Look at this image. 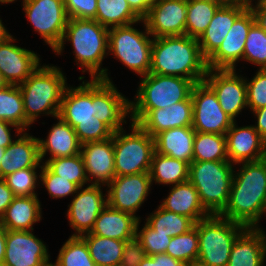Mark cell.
<instances>
[{
  "label": "cell",
  "mask_w": 266,
  "mask_h": 266,
  "mask_svg": "<svg viewBox=\"0 0 266 266\" xmlns=\"http://www.w3.org/2000/svg\"><path fill=\"white\" fill-rule=\"evenodd\" d=\"M191 98L192 128L201 133L226 135L234 120L223 111L213 89L205 81L195 83Z\"/></svg>",
  "instance_id": "cell-11"
},
{
  "label": "cell",
  "mask_w": 266,
  "mask_h": 266,
  "mask_svg": "<svg viewBox=\"0 0 266 266\" xmlns=\"http://www.w3.org/2000/svg\"><path fill=\"white\" fill-rule=\"evenodd\" d=\"M249 8L254 15L255 22L266 32V7L261 2H257L256 6L252 4Z\"/></svg>",
  "instance_id": "cell-53"
},
{
  "label": "cell",
  "mask_w": 266,
  "mask_h": 266,
  "mask_svg": "<svg viewBox=\"0 0 266 266\" xmlns=\"http://www.w3.org/2000/svg\"><path fill=\"white\" fill-rule=\"evenodd\" d=\"M69 18L94 19L97 14V0H64Z\"/></svg>",
  "instance_id": "cell-48"
},
{
  "label": "cell",
  "mask_w": 266,
  "mask_h": 266,
  "mask_svg": "<svg viewBox=\"0 0 266 266\" xmlns=\"http://www.w3.org/2000/svg\"><path fill=\"white\" fill-rule=\"evenodd\" d=\"M229 161H193L188 180L199 194L202 206L219 215L227 206L234 170Z\"/></svg>",
  "instance_id": "cell-5"
},
{
  "label": "cell",
  "mask_w": 266,
  "mask_h": 266,
  "mask_svg": "<svg viewBox=\"0 0 266 266\" xmlns=\"http://www.w3.org/2000/svg\"><path fill=\"white\" fill-rule=\"evenodd\" d=\"M195 225L199 236L198 260L208 266H227L233 244L246 227L215 214Z\"/></svg>",
  "instance_id": "cell-6"
},
{
  "label": "cell",
  "mask_w": 266,
  "mask_h": 266,
  "mask_svg": "<svg viewBox=\"0 0 266 266\" xmlns=\"http://www.w3.org/2000/svg\"><path fill=\"white\" fill-rule=\"evenodd\" d=\"M94 114V79L76 88L66 87L59 115L73 129L79 121L97 120Z\"/></svg>",
  "instance_id": "cell-23"
},
{
  "label": "cell",
  "mask_w": 266,
  "mask_h": 266,
  "mask_svg": "<svg viewBox=\"0 0 266 266\" xmlns=\"http://www.w3.org/2000/svg\"><path fill=\"white\" fill-rule=\"evenodd\" d=\"M4 266H45L48 248L31 231L7 230Z\"/></svg>",
  "instance_id": "cell-15"
},
{
  "label": "cell",
  "mask_w": 266,
  "mask_h": 266,
  "mask_svg": "<svg viewBox=\"0 0 266 266\" xmlns=\"http://www.w3.org/2000/svg\"><path fill=\"white\" fill-rule=\"evenodd\" d=\"M96 266H119L125 242L113 238L100 237L90 232L81 235Z\"/></svg>",
  "instance_id": "cell-33"
},
{
  "label": "cell",
  "mask_w": 266,
  "mask_h": 266,
  "mask_svg": "<svg viewBox=\"0 0 266 266\" xmlns=\"http://www.w3.org/2000/svg\"><path fill=\"white\" fill-rule=\"evenodd\" d=\"M189 163L162 155L153 153L150 178L155 183L160 184H179L188 181Z\"/></svg>",
  "instance_id": "cell-32"
},
{
  "label": "cell",
  "mask_w": 266,
  "mask_h": 266,
  "mask_svg": "<svg viewBox=\"0 0 266 266\" xmlns=\"http://www.w3.org/2000/svg\"><path fill=\"white\" fill-rule=\"evenodd\" d=\"M23 97L26 128L43 114L59 115L62 97L67 87L60 68L39 66L22 84L18 85Z\"/></svg>",
  "instance_id": "cell-4"
},
{
  "label": "cell",
  "mask_w": 266,
  "mask_h": 266,
  "mask_svg": "<svg viewBox=\"0 0 266 266\" xmlns=\"http://www.w3.org/2000/svg\"><path fill=\"white\" fill-rule=\"evenodd\" d=\"M254 23V15L248 7L234 21L222 44L207 59L208 69H235V63L243 59L246 37Z\"/></svg>",
  "instance_id": "cell-17"
},
{
  "label": "cell",
  "mask_w": 266,
  "mask_h": 266,
  "mask_svg": "<svg viewBox=\"0 0 266 266\" xmlns=\"http://www.w3.org/2000/svg\"><path fill=\"white\" fill-rule=\"evenodd\" d=\"M185 266H208V265L197 259V260H193L188 263H185Z\"/></svg>",
  "instance_id": "cell-59"
},
{
  "label": "cell",
  "mask_w": 266,
  "mask_h": 266,
  "mask_svg": "<svg viewBox=\"0 0 266 266\" xmlns=\"http://www.w3.org/2000/svg\"><path fill=\"white\" fill-rule=\"evenodd\" d=\"M206 1L215 2L221 6L232 4V0H206Z\"/></svg>",
  "instance_id": "cell-61"
},
{
  "label": "cell",
  "mask_w": 266,
  "mask_h": 266,
  "mask_svg": "<svg viewBox=\"0 0 266 266\" xmlns=\"http://www.w3.org/2000/svg\"><path fill=\"white\" fill-rule=\"evenodd\" d=\"M56 266H96L81 236L69 237L59 251Z\"/></svg>",
  "instance_id": "cell-40"
},
{
  "label": "cell",
  "mask_w": 266,
  "mask_h": 266,
  "mask_svg": "<svg viewBox=\"0 0 266 266\" xmlns=\"http://www.w3.org/2000/svg\"><path fill=\"white\" fill-rule=\"evenodd\" d=\"M136 102L130 101V109H160L186 100L192 92V80L149 73L142 76Z\"/></svg>",
  "instance_id": "cell-9"
},
{
  "label": "cell",
  "mask_w": 266,
  "mask_h": 266,
  "mask_svg": "<svg viewBox=\"0 0 266 266\" xmlns=\"http://www.w3.org/2000/svg\"><path fill=\"white\" fill-rule=\"evenodd\" d=\"M225 136L230 163L241 164L266 158V140L253 125L237 127L234 121Z\"/></svg>",
  "instance_id": "cell-21"
},
{
  "label": "cell",
  "mask_w": 266,
  "mask_h": 266,
  "mask_svg": "<svg viewBox=\"0 0 266 266\" xmlns=\"http://www.w3.org/2000/svg\"><path fill=\"white\" fill-rule=\"evenodd\" d=\"M248 7L239 3L220 6L215 12L206 31L198 39L202 55L208 59L222 44L234 21Z\"/></svg>",
  "instance_id": "cell-26"
},
{
  "label": "cell",
  "mask_w": 266,
  "mask_h": 266,
  "mask_svg": "<svg viewBox=\"0 0 266 266\" xmlns=\"http://www.w3.org/2000/svg\"><path fill=\"white\" fill-rule=\"evenodd\" d=\"M221 5L206 0H187L185 34L199 39Z\"/></svg>",
  "instance_id": "cell-35"
},
{
  "label": "cell",
  "mask_w": 266,
  "mask_h": 266,
  "mask_svg": "<svg viewBox=\"0 0 266 266\" xmlns=\"http://www.w3.org/2000/svg\"><path fill=\"white\" fill-rule=\"evenodd\" d=\"M247 104L251 110L266 106V69H259L256 75L247 82Z\"/></svg>",
  "instance_id": "cell-47"
},
{
  "label": "cell",
  "mask_w": 266,
  "mask_h": 266,
  "mask_svg": "<svg viewBox=\"0 0 266 266\" xmlns=\"http://www.w3.org/2000/svg\"><path fill=\"white\" fill-rule=\"evenodd\" d=\"M257 117L256 131L266 140V106L252 111Z\"/></svg>",
  "instance_id": "cell-54"
},
{
  "label": "cell",
  "mask_w": 266,
  "mask_h": 266,
  "mask_svg": "<svg viewBox=\"0 0 266 266\" xmlns=\"http://www.w3.org/2000/svg\"><path fill=\"white\" fill-rule=\"evenodd\" d=\"M7 229L0 223V266H4Z\"/></svg>",
  "instance_id": "cell-56"
},
{
  "label": "cell",
  "mask_w": 266,
  "mask_h": 266,
  "mask_svg": "<svg viewBox=\"0 0 266 266\" xmlns=\"http://www.w3.org/2000/svg\"><path fill=\"white\" fill-rule=\"evenodd\" d=\"M139 219L138 216L115 210L106 205L95 220L90 233L100 237L128 241L136 237V227Z\"/></svg>",
  "instance_id": "cell-27"
},
{
  "label": "cell",
  "mask_w": 266,
  "mask_h": 266,
  "mask_svg": "<svg viewBox=\"0 0 266 266\" xmlns=\"http://www.w3.org/2000/svg\"><path fill=\"white\" fill-rule=\"evenodd\" d=\"M10 126L16 129L17 136L23 132L18 126L10 122L0 120V147L7 148L13 142L10 133Z\"/></svg>",
  "instance_id": "cell-50"
},
{
  "label": "cell",
  "mask_w": 266,
  "mask_h": 266,
  "mask_svg": "<svg viewBox=\"0 0 266 266\" xmlns=\"http://www.w3.org/2000/svg\"><path fill=\"white\" fill-rule=\"evenodd\" d=\"M0 120L10 122L25 132L26 115L19 86L8 85L0 89Z\"/></svg>",
  "instance_id": "cell-38"
},
{
  "label": "cell",
  "mask_w": 266,
  "mask_h": 266,
  "mask_svg": "<svg viewBox=\"0 0 266 266\" xmlns=\"http://www.w3.org/2000/svg\"><path fill=\"white\" fill-rule=\"evenodd\" d=\"M94 19L108 29L142 21L127 0H97V14Z\"/></svg>",
  "instance_id": "cell-34"
},
{
  "label": "cell",
  "mask_w": 266,
  "mask_h": 266,
  "mask_svg": "<svg viewBox=\"0 0 266 266\" xmlns=\"http://www.w3.org/2000/svg\"><path fill=\"white\" fill-rule=\"evenodd\" d=\"M193 161H229L226 136L196 131L193 142Z\"/></svg>",
  "instance_id": "cell-36"
},
{
  "label": "cell",
  "mask_w": 266,
  "mask_h": 266,
  "mask_svg": "<svg viewBox=\"0 0 266 266\" xmlns=\"http://www.w3.org/2000/svg\"><path fill=\"white\" fill-rule=\"evenodd\" d=\"M21 134L6 148L0 163L1 179L18 170L42 167L38 138L30 136L28 133Z\"/></svg>",
  "instance_id": "cell-24"
},
{
  "label": "cell",
  "mask_w": 266,
  "mask_h": 266,
  "mask_svg": "<svg viewBox=\"0 0 266 266\" xmlns=\"http://www.w3.org/2000/svg\"><path fill=\"white\" fill-rule=\"evenodd\" d=\"M5 152H6V148L0 147V163L2 162V158Z\"/></svg>",
  "instance_id": "cell-63"
},
{
  "label": "cell",
  "mask_w": 266,
  "mask_h": 266,
  "mask_svg": "<svg viewBox=\"0 0 266 266\" xmlns=\"http://www.w3.org/2000/svg\"><path fill=\"white\" fill-rule=\"evenodd\" d=\"M266 213V158L242 162L233 175L229 199L220 216L247 228H257Z\"/></svg>",
  "instance_id": "cell-1"
},
{
  "label": "cell",
  "mask_w": 266,
  "mask_h": 266,
  "mask_svg": "<svg viewBox=\"0 0 266 266\" xmlns=\"http://www.w3.org/2000/svg\"><path fill=\"white\" fill-rule=\"evenodd\" d=\"M151 185L150 173L116 176L107 185L110 188L107 195H104L107 197V205L135 216L144 203Z\"/></svg>",
  "instance_id": "cell-14"
},
{
  "label": "cell",
  "mask_w": 266,
  "mask_h": 266,
  "mask_svg": "<svg viewBox=\"0 0 266 266\" xmlns=\"http://www.w3.org/2000/svg\"><path fill=\"white\" fill-rule=\"evenodd\" d=\"M243 59L266 69V32L256 22L246 37Z\"/></svg>",
  "instance_id": "cell-42"
},
{
  "label": "cell",
  "mask_w": 266,
  "mask_h": 266,
  "mask_svg": "<svg viewBox=\"0 0 266 266\" xmlns=\"http://www.w3.org/2000/svg\"><path fill=\"white\" fill-rule=\"evenodd\" d=\"M257 1L259 3L261 0H257ZM232 3L243 4V5H246L247 7H249V6H251L253 4L252 0H232Z\"/></svg>",
  "instance_id": "cell-60"
},
{
  "label": "cell",
  "mask_w": 266,
  "mask_h": 266,
  "mask_svg": "<svg viewBox=\"0 0 266 266\" xmlns=\"http://www.w3.org/2000/svg\"><path fill=\"white\" fill-rule=\"evenodd\" d=\"M146 256V252L141 243L136 237H134L125 242L122 259L119 266H138Z\"/></svg>",
  "instance_id": "cell-49"
},
{
  "label": "cell",
  "mask_w": 266,
  "mask_h": 266,
  "mask_svg": "<svg viewBox=\"0 0 266 266\" xmlns=\"http://www.w3.org/2000/svg\"><path fill=\"white\" fill-rule=\"evenodd\" d=\"M80 144L103 141L112 137L113 132L98 118L97 120L79 121L74 128Z\"/></svg>",
  "instance_id": "cell-46"
},
{
  "label": "cell",
  "mask_w": 266,
  "mask_h": 266,
  "mask_svg": "<svg viewBox=\"0 0 266 266\" xmlns=\"http://www.w3.org/2000/svg\"><path fill=\"white\" fill-rule=\"evenodd\" d=\"M59 120L49 131L46 140L38 138L39 153L41 162L49 151L52 158L67 157L80 154L81 144L77 138L75 130L66 123L60 116Z\"/></svg>",
  "instance_id": "cell-30"
},
{
  "label": "cell",
  "mask_w": 266,
  "mask_h": 266,
  "mask_svg": "<svg viewBox=\"0 0 266 266\" xmlns=\"http://www.w3.org/2000/svg\"><path fill=\"white\" fill-rule=\"evenodd\" d=\"M15 0H0L1 3H11V2H14Z\"/></svg>",
  "instance_id": "cell-64"
},
{
  "label": "cell",
  "mask_w": 266,
  "mask_h": 266,
  "mask_svg": "<svg viewBox=\"0 0 266 266\" xmlns=\"http://www.w3.org/2000/svg\"><path fill=\"white\" fill-rule=\"evenodd\" d=\"M207 59L202 55L198 39L185 35L153 38L149 73L183 77L194 83L204 81Z\"/></svg>",
  "instance_id": "cell-2"
},
{
  "label": "cell",
  "mask_w": 266,
  "mask_h": 266,
  "mask_svg": "<svg viewBox=\"0 0 266 266\" xmlns=\"http://www.w3.org/2000/svg\"><path fill=\"white\" fill-rule=\"evenodd\" d=\"M136 227V238L141 243L147 256L161 254L166 252V248L171 241L170 236L155 231L147 222L141 230L138 231L139 222Z\"/></svg>",
  "instance_id": "cell-44"
},
{
  "label": "cell",
  "mask_w": 266,
  "mask_h": 266,
  "mask_svg": "<svg viewBox=\"0 0 266 266\" xmlns=\"http://www.w3.org/2000/svg\"><path fill=\"white\" fill-rule=\"evenodd\" d=\"M146 222L158 233L170 237L186 233L195 226V222L191 218L167 211L160 205L157 211L146 219Z\"/></svg>",
  "instance_id": "cell-37"
},
{
  "label": "cell",
  "mask_w": 266,
  "mask_h": 266,
  "mask_svg": "<svg viewBox=\"0 0 266 266\" xmlns=\"http://www.w3.org/2000/svg\"><path fill=\"white\" fill-rule=\"evenodd\" d=\"M159 266H185V263L166 253H161L159 254Z\"/></svg>",
  "instance_id": "cell-55"
},
{
  "label": "cell",
  "mask_w": 266,
  "mask_h": 266,
  "mask_svg": "<svg viewBox=\"0 0 266 266\" xmlns=\"http://www.w3.org/2000/svg\"><path fill=\"white\" fill-rule=\"evenodd\" d=\"M11 34L7 32L5 26L3 25L0 19V43H2L6 38H8Z\"/></svg>",
  "instance_id": "cell-58"
},
{
  "label": "cell",
  "mask_w": 266,
  "mask_h": 266,
  "mask_svg": "<svg viewBox=\"0 0 266 266\" xmlns=\"http://www.w3.org/2000/svg\"><path fill=\"white\" fill-rule=\"evenodd\" d=\"M130 114V101L112 82L94 79V114L113 133L122 129L126 116Z\"/></svg>",
  "instance_id": "cell-18"
},
{
  "label": "cell",
  "mask_w": 266,
  "mask_h": 266,
  "mask_svg": "<svg viewBox=\"0 0 266 266\" xmlns=\"http://www.w3.org/2000/svg\"><path fill=\"white\" fill-rule=\"evenodd\" d=\"M80 153L84 160L88 182L92 181L90 175L95 178L91 183L95 185H108L115 178L113 135L103 141L82 144Z\"/></svg>",
  "instance_id": "cell-22"
},
{
  "label": "cell",
  "mask_w": 266,
  "mask_h": 266,
  "mask_svg": "<svg viewBox=\"0 0 266 266\" xmlns=\"http://www.w3.org/2000/svg\"><path fill=\"white\" fill-rule=\"evenodd\" d=\"M9 84L6 82V80L4 79L2 73L0 72V89H3L5 87H7Z\"/></svg>",
  "instance_id": "cell-62"
},
{
  "label": "cell",
  "mask_w": 266,
  "mask_h": 266,
  "mask_svg": "<svg viewBox=\"0 0 266 266\" xmlns=\"http://www.w3.org/2000/svg\"><path fill=\"white\" fill-rule=\"evenodd\" d=\"M160 206L191 218L195 223L211 215L203 206L194 185L188 180L172 187Z\"/></svg>",
  "instance_id": "cell-28"
},
{
  "label": "cell",
  "mask_w": 266,
  "mask_h": 266,
  "mask_svg": "<svg viewBox=\"0 0 266 266\" xmlns=\"http://www.w3.org/2000/svg\"><path fill=\"white\" fill-rule=\"evenodd\" d=\"M12 35L0 43V72L9 85L22 84L40 65L34 51L12 44Z\"/></svg>",
  "instance_id": "cell-20"
},
{
  "label": "cell",
  "mask_w": 266,
  "mask_h": 266,
  "mask_svg": "<svg viewBox=\"0 0 266 266\" xmlns=\"http://www.w3.org/2000/svg\"><path fill=\"white\" fill-rule=\"evenodd\" d=\"M131 128L129 134L123 128L113 133L115 177L150 172L155 140L137 123Z\"/></svg>",
  "instance_id": "cell-7"
},
{
  "label": "cell",
  "mask_w": 266,
  "mask_h": 266,
  "mask_svg": "<svg viewBox=\"0 0 266 266\" xmlns=\"http://www.w3.org/2000/svg\"><path fill=\"white\" fill-rule=\"evenodd\" d=\"M199 236L195 225L188 232L172 237L166 248V254L188 263L198 259Z\"/></svg>",
  "instance_id": "cell-41"
},
{
  "label": "cell",
  "mask_w": 266,
  "mask_h": 266,
  "mask_svg": "<svg viewBox=\"0 0 266 266\" xmlns=\"http://www.w3.org/2000/svg\"><path fill=\"white\" fill-rule=\"evenodd\" d=\"M108 33L109 29L95 19L69 18L62 42L53 52L60 55L64 42L71 41L76 62L84 67L83 73L87 70L92 79L112 82L108 77V69L101 68L105 55H108Z\"/></svg>",
  "instance_id": "cell-3"
},
{
  "label": "cell",
  "mask_w": 266,
  "mask_h": 266,
  "mask_svg": "<svg viewBox=\"0 0 266 266\" xmlns=\"http://www.w3.org/2000/svg\"><path fill=\"white\" fill-rule=\"evenodd\" d=\"M260 2L266 7V0H261Z\"/></svg>",
  "instance_id": "cell-65"
},
{
  "label": "cell",
  "mask_w": 266,
  "mask_h": 266,
  "mask_svg": "<svg viewBox=\"0 0 266 266\" xmlns=\"http://www.w3.org/2000/svg\"><path fill=\"white\" fill-rule=\"evenodd\" d=\"M204 81L217 95L223 111L234 121L247 104L246 80L235 69H208Z\"/></svg>",
  "instance_id": "cell-13"
},
{
  "label": "cell",
  "mask_w": 266,
  "mask_h": 266,
  "mask_svg": "<svg viewBox=\"0 0 266 266\" xmlns=\"http://www.w3.org/2000/svg\"><path fill=\"white\" fill-rule=\"evenodd\" d=\"M40 201L37 195L15 196L7 207L0 223L7 230H33V224L41 220Z\"/></svg>",
  "instance_id": "cell-31"
},
{
  "label": "cell",
  "mask_w": 266,
  "mask_h": 266,
  "mask_svg": "<svg viewBox=\"0 0 266 266\" xmlns=\"http://www.w3.org/2000/svg\"><path fill=\"white\" fill-rule=\"evenodd\" d=\"M23 9L35 31L55 51L69 20L64 0H23Z\"/></svg>",
  "instance_id": "cell-10"
},
{
  "label": "cell",
  "mask_w": 266,
  "mask_h": 266,
  "mask_svg": "<svg viewBox=\"0 0 266 266\" xmlns=\"http://www.w3.org/2000/svg\"><path fill=\"white\" fill-rule=\"evenodd\" d=\"M45 266H56V265L55 264H52V263H49V264H47Z\"/></svg>",
  "instance_id": "cell-66"
},
{
  "label": "cell",
  "mask_w": 266,
  "mask_h": 266,
  "mask_svg": "<svg viewBox=\"0 0 266 266\" xmlns=\"http://www.w3.org/2000/svg\"><path fill=\"white\" fill-rule=\"evenodd\" d=\"M138 266H159V254L146 256Z\"/></svg>",
  "instance_id": "cell-57"
},
{
  "label": "cell",
  "mask_w": 266,
  "mask_h": 266,
  "mask_svg": "<svg viewBox=\"0 0 266 266\" xmlns=\"http://www.w3.org/2000/svg\"><path fill=\"white\" fill-rule=\"evenodd\" d=\"M187 0H154L143 18L151 37L185 35Z\"/></svg>",
  "instance_id": "cell-16"
},
{
  "label": "cell",
  "mask_w": 266,
  "mask_h": 266,
  "mask_svg": "<svg viewBox=\"0 0 266 266\" xmlns=\"http://www.w3.org/2000/svg\"><path fill=\"white\" fill-rule=\"evenodd\" d=\"M39 178L52 198L73 195L79 189L76 184L55 175L44 163L41 167Z\"/></svg>",
  "instance_id": "cell-45"
},
{
  "label": "cell",
  "mask_w": 266,
  "mask_h": 266,
  "mask_svg": "<svg viewBox=\"0 0 266 266\" xmlns=\"http://www.w3.org/2000/svg\"><path fill=\"white\" fill-rule=\"evenodd\" d=\"M145 32L133 28L132 24L109 28L108 53L112 52L126 67L140 76L149 74L153 39L145 25Z\"/></svg>",
  "instance_id": "cell-8"
},
{
  "label": "cell",
  "mask_w": 266,
  "mask_h": 266,
  "mask_svg": "<svg viewBox=\"0 0 266 266\" xmlns=\"http://www.w3.org/2000/svg\"><path fill=\"white\" fill-rule=\"evenodd\" d=\"M12 190L6 182L0 178V218L3 216L7 207L12 203L14 198Z\"/></svg>",
  "instance_id": "cell-51"
},
{
  "label": "cell",
  "mask_w": 266,
  "mask_h": 266,
  "mask_svg": "<svg viewBox=\"0 0 266 266\" xmlns=\"http://www.w3.org/2000/svg\"><path fill=\"white\" fill-rule=\"evenodd\" d=\"M131 9L143 19L149 12L154 0H127Z\"/></svg>",
  "instance_id": "cell-52"
},
{
  "label": "cell",
  "mask_w": 266,
  "mask_h": 266,
  "mask_svg": "<svg viewBox=\"0 0 266 266\" xmlns=\"http://www.w3.org/2000/svg\"><path fill=\"white\" fill-rule=\"evenodd\" d=\"M79 187L72 203L68 205V219L72 229L76 230L73 236L89 233L95 224L100 212L107 205L101 185L89 184L85 189Z\"/></svg>",
  "instance_id": "cell-19"
},
{
  "label": "cell",
  "mask_w": 266,
  "mask_h": 266,
  "mask_svg": "<svg viewBox=\"0 0 266 266\" xmlns=\"http://www.w3.org/2000/svg\"><path fill=\"white\" fill-rule=\"evenodd\" d=\"M132 122L137 123L153 138L171 128L192 126L193 104L191 95L178 103L160 109H130Z\"/></svg>",
  "instance_id": "cell-12"
},
{
  "label": "cell",
  "mask_w": 266,
  "mask_h": 266,
  "mask_svg": "<svg viewBox=\"0 0 266 266\" xmlns=\"http://www.w3.org/2000/svg\"><path fill=\"white\" fill-rule=\"evenodd\" d=\"M37 168H26L18 170L3 178L14 196H34L37 184Z\"/></svg>",
  "instance_id": "cell-43"
},
{
  "label": "cell",
  "mask_w": 266,
  "mask_h": 266,
  "mask_svg": "<svg viewBox=\"0 0 266 266\" xmlns=\"http://www.w3.org/2000/svg\"><path fill=\"white\" fill-rule=\"evenodd\" d=\"M44 164L55 175L67 179L78 187H84L85 183L87 184L88 182L81 153L73 156L48 159Z\"/></svg>",
  "instance_id": "cell-39"
},
{
  "label": "cell",
  "mask_w": 266,
  "mask_h": 266,
  "mask_svg": "<svg viewBox=\"0 0 266 266\" xmlns=\"http://www.w3.org/2000/svg\"><path fill=\"white\" fill-rule=\"evenodd\" d=\"M196 131L192 126L171 128L155 137V152L191 164Z\"/></svg>",
  "instance_id": "cell-29"
},
{
  "label": "cell",
  "mask_w": 266,
  "mask_h": 266,
  "mask_svg": "<svg viewBox=\"0 0 266 266\" xmlns=\"http://www.w3.org/2000/svg\"><path fill=\"white\" fill-rule=\"evenodd\" d=\"M266 234L261 228H245L235 240L227 266H263Z\"/></svg>",
  "instance_id": "cell-25"
}]
</instances>
